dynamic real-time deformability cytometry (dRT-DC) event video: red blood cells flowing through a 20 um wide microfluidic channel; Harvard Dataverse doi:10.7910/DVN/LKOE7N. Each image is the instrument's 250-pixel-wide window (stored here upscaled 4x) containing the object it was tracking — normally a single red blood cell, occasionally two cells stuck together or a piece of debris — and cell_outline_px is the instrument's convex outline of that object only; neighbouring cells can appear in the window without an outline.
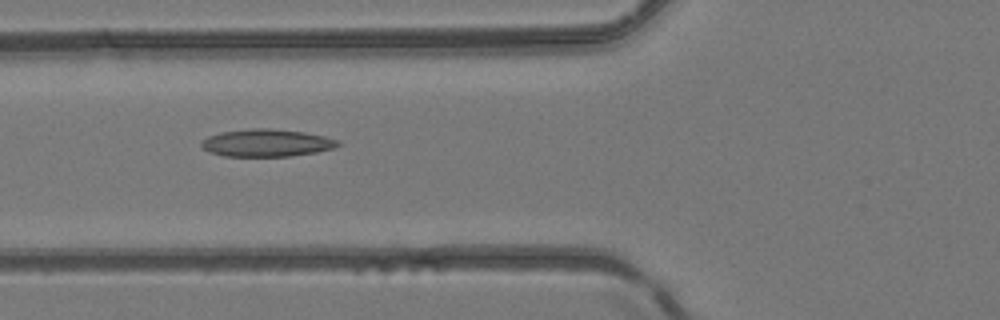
{"species": "common noctule bat (a hibernating species)", "species_latin": "Nyctalus noctula", "temperature_condition": "room temperature", "stored_images_in_passage": 48, "camera_frame_rate_fps": 3000, "um_per_image_px": 0.085, "animal": {"sex": "female", "body_mass_g": 24.6, "forearm_length_mm": 56.2}, "frame": {"image": 1, "passage_image": 19, "time_ms": 6.0, "image_size_px": [1000, 320], "cell_outline_px": [[340, 144], [332, 148], [316, 152], [288, 156], [224, 156], [208, 152], [200, 144], [200, 140], [208, 136], [220, 132], [252, 128], [268, 128], [304, 132], [324, 136], [340, 140]], "centroid_in_image_um": [22.62, 12.14], "position_along_channel_um": 103.2, "area_um2": 21.85}}
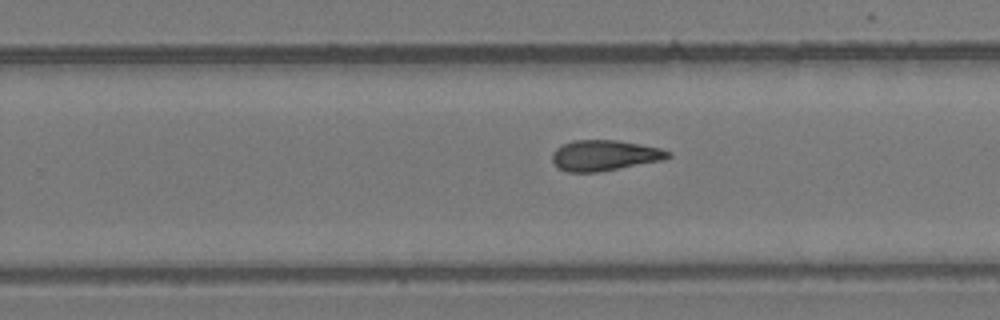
{"frame": {"image": 2, "passage_image": 31, "time_ms": 10.0, "image_size_px": [1000, 320], "cell_outline_px": [[672, 156], [660, 160], [596, 172], [568, 172], [560, 168], [552, 160], [552, 152], [560, 144], [572, 140], [616, 140], [640, 144], [660, 148], [672, 152]], "centroid_in_image_um": [51.35, 13.19], "position_along_channel_um": 278.5, "area_um2": 20.46}}
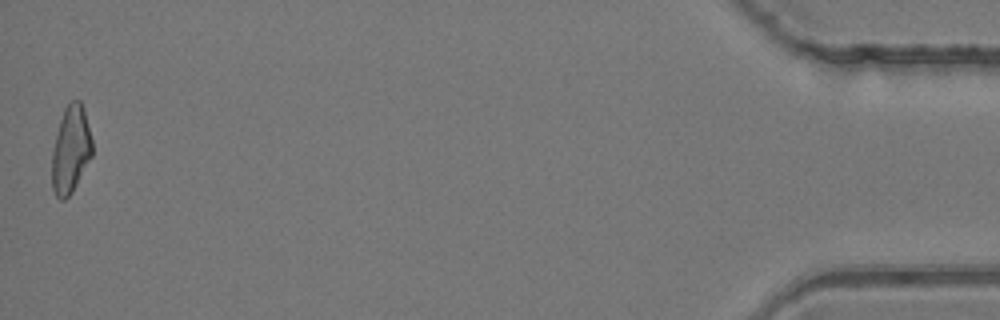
{"frame": {"image": 3, "passage_image": 48, "time_ms": 15.667, "image_size_px": [1000, 320], "cell_outline_px": [[92, 156], [72, 192], [64, 200], [60, 200], [56, 196], [52, 188], [52, 152], [60, 120], [64, 108], [68, 100], [80, 100], [84, 108], [92, 140]], "centroid_in_image_um": [6.01, 12.7], "position_along_channel_um": 429.2, "area_um2": 20.52}}